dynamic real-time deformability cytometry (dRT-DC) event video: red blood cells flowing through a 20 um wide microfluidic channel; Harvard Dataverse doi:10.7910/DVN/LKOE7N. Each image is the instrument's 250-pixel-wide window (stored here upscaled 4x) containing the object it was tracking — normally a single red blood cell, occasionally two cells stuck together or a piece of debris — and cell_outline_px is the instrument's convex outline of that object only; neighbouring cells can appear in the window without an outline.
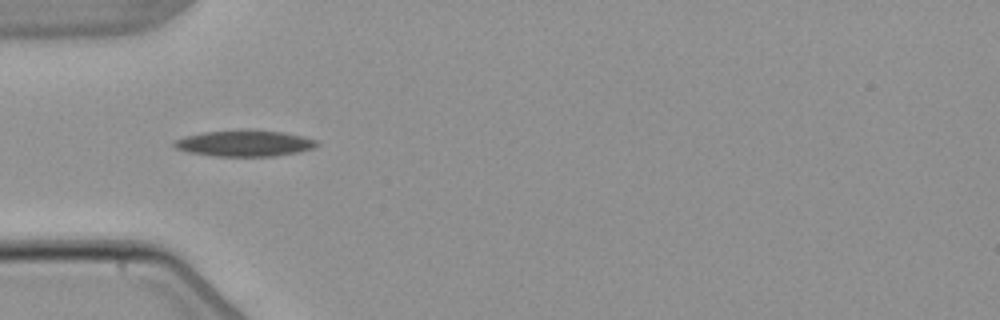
{"species": "common noctule bat (a hibernating species)", "species_latin": "Nyctalus noctula", "temperature_condition": "warm", "stored_images_in_passage": 3, "camera_frame_rate_fps": 3000, "um_per_image_px": 0.085, "animal": {"sex": "male", "body_mass_g": 21.5, "forearm_length_mm": 52.0}, "frame": {"image": 1, "passage_image": 1, "time_ms": 0.0, "image_size_px": [1000, 320], "cell_outline_px": [[320, 144], [316, 148], [300, 152], [272, 156], [212, 156], [188, 152], [176, 148], [172, 144], [172, 140], [184, 136], [204, 132], [284, 132], [304, 136], [316, 140]], "centroid_in_image_um": [20.8, 12.22], "position_along_channel_um": 64.2, "area_um2": 21.21}}
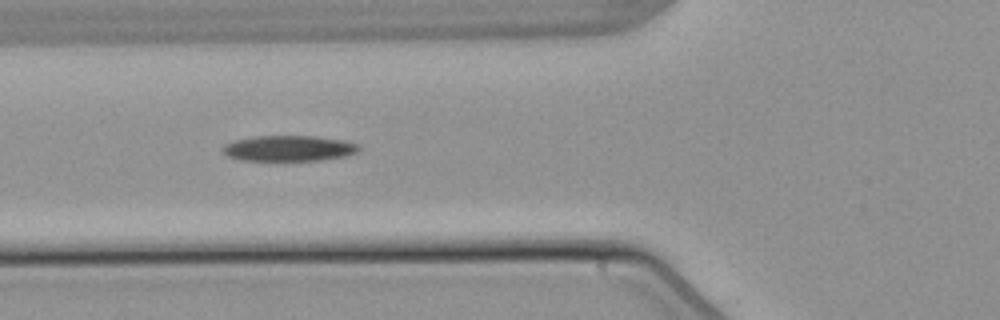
{"frame": {"image": 2, "passage_image": 2, "time_ms": 1.0, "image_size_px": [1000, 320], "cell_outline_px": [[360, 152], [348, 156], [320, 160], [244, 160], [228, 156], [224, 152], [224, 144], [236, 140], [256, 136], [316, 136], [344, 140], [360, 144]], "centroid_in_image_um": [24.66, 12.6], "position_along_channel_um": 101.1, "area_um2": 20.35}}